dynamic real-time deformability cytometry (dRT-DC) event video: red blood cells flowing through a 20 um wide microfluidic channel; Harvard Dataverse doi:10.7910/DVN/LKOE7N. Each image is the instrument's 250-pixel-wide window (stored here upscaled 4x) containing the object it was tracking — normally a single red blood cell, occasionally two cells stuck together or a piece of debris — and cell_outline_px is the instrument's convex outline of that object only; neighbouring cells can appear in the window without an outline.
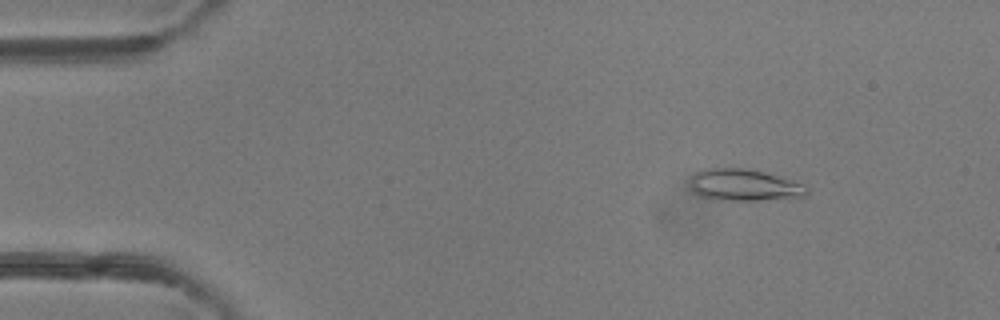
{"species": "common noctule bat (a hibernating species)", "species_latin": "Nyctalus noctula", "temperature_condition": "room temperature", "stored_images_in_passage": 48, "camera_frame_rate_fps": 3000, "um_per_image_px": 0.085, "animal": {"sex": "female"}, "frame": {"image": 1, "passage_image": 7, "time_ms": 2.0, "image_size_px": [1000, 320], "cell_outline_px": [[808, 196], [756, 200], [716, 200], [700, 196], [688, 184], [692, 176], [696, 172], [704, 168], [744, 168], [776, 176], [804, 184], [808, 188]], "centroid_in_image_um": [63.22, 15.73], "position_along_channel_um": 21.8, "area_um2": 21.39}}
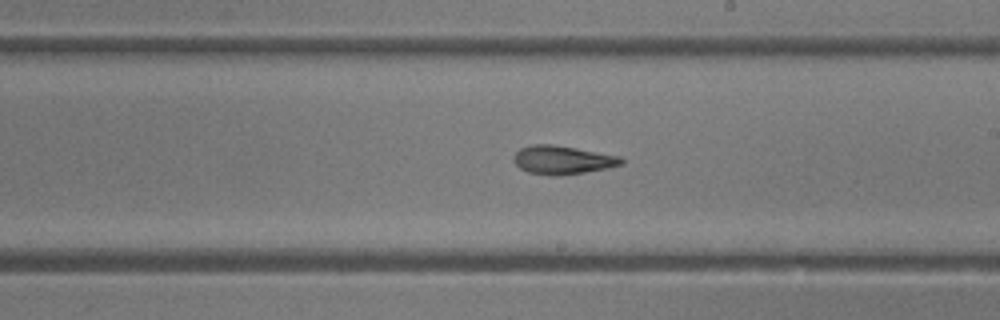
{"frame": {"image": 2, "passage_image": 28, "time_ms": 9.0, "image_size_px": [1000, 320], "cell_outline_px": [[624, 164], [608, 168], [560, 176], [552, 176], [528, 172], [520, 168], [512, 160], [512, 156], [520, 148], [532, 144], [552, 144], [576, 148], [620, 156], [624, 160]], "centroid_in_image_um": [47.8, 13.59], "position_along_channel_um": 241.2, "area_um2": 18.03}}
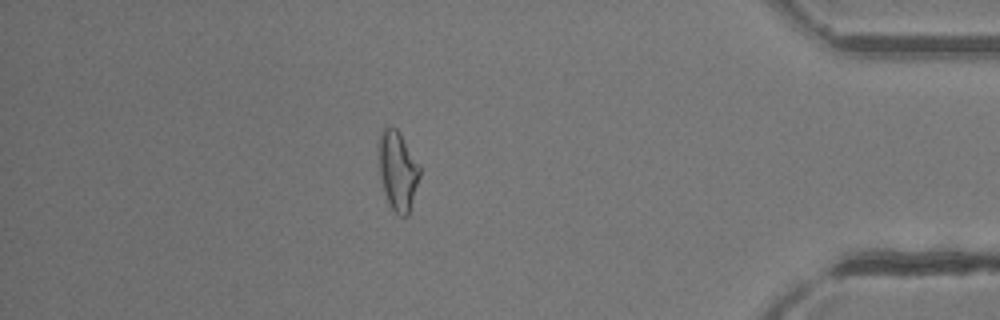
{"frame": {"image": 3, "passage_image": 42, "time_ms": 13.667, "image_size_px": [1000, 320], "cell_outline_px": [[420, 176], [408, 216], [400, 216], [388, 204], [384, 192], [380, 176], [376, 144], [380, 132], [384, 128], [396, 128], [400, 132], [420, 168]], "centroid_in_image_um": [33.77, 14.49], "position_along_channel_um": 401.4, "area_um2": 19.07}, "authors_computed_cell_mechanics": {"area_um2": 18.8428, "velocity_mm_per_s": 4.3343, "shape_relaxation_time_tau1_ms": null, "shape_relaxation_time_tau2_ms": 7.0189, "deformation_change_tau1": null, "deformation_change_tau2": 0.165}}